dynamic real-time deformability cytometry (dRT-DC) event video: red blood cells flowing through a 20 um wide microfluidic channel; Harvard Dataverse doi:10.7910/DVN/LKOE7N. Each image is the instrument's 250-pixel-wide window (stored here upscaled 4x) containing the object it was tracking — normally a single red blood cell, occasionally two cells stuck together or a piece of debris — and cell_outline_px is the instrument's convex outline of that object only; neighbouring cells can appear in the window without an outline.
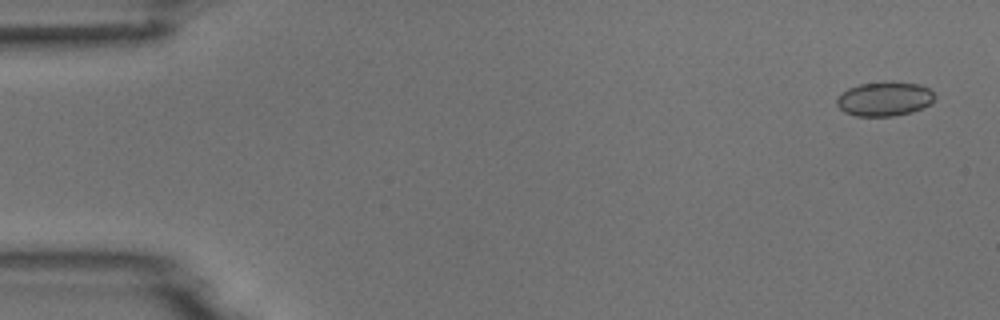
{"species": "common noctule bat (a hibernating species)", "species_latin": "Nyctalus noctula", "temperature_condition": "room temperature", "stored_images_in_passage": 4, "camera_frame_rate_fps": 3000, "um_per_image_px": 0.085, "animal": {"sex": "male", "body_mass_g": 18.8}, "frame": {"image": 1, "passage_image": 1, "time_ms": 0.0, "image_size_px": [1000, 320], "cell_outline_px": [[936, 96], [928, 104], [912, 112], [892, 116], [856, 116], [844, 112], [836, 104], [836, 100], [848, 88], [860, 84], [892, 80], [920, 84], [928, 88]], "centroid_in_image_um": [75.18, 8.38], "position_along_channel_um": 9.8, "area_um2": 19.59}}
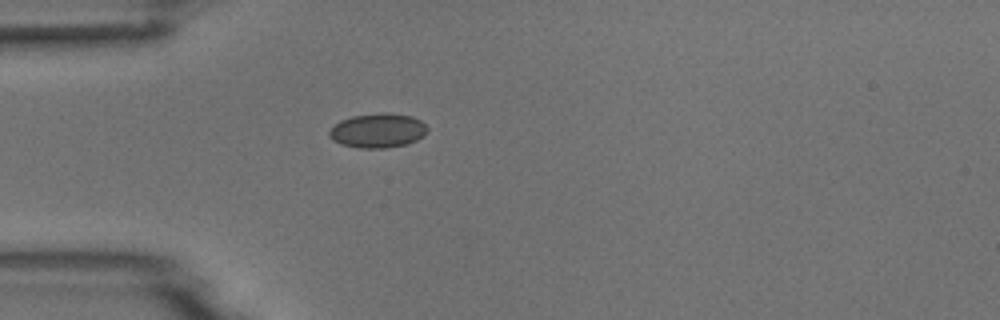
{"frame": {"image": 2, "passage_image": 4, "time_ms": 4.333, "image_size_px": [1000, 320], "cell_outline_px": [[428, 128], [424, 136], [408, 144], [384, 148], [360, 148], [340, 144], [332, 140], [328, 136], [328, 132], [340, 120], [352, 116], [384, 112], [412, 116], [420, 120]], "centroid_in_image_um": [32.11, 11.1], "position_along_channel_um": 52.9, "area_um2": 19.71}}